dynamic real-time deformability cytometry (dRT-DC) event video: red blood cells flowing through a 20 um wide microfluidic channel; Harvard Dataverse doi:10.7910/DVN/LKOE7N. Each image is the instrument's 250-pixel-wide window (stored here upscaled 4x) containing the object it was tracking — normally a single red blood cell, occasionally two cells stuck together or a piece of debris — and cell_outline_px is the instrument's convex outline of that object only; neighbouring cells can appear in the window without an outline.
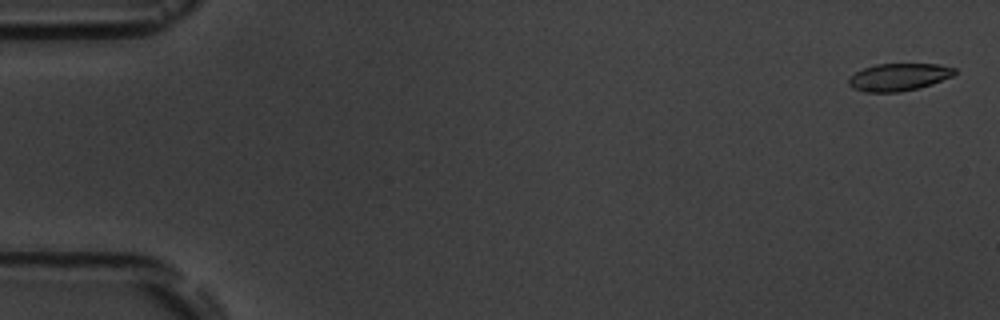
{"species": "common noctule bat (a hibernating species)", "species_latin": "Nyctalus noctula", "temperature_condition": "room temperature", "stored_images_in_passage": 5, "camera_frame_rate_fps": 3000, "um_per_image_px": 0.085, "animal": {"sex": "male", "body_mass_g": 19.5, "forearm_length_mm": 54.6}, "frame": {"image": 1, "passage_image": 1, "time_ms": 0.0, "image_size_px": [1000, 320], "cell_outline_px": [[956, 72], [952, 76], [932, 84], [920, 88], [900, 92], [864, 92], [852, 88], [848, 84], [848, 80], [856, 72], [864, 68], [876, 64], [940, 64], [956, 68]], "centroid_in_image_um": [76.4, 6.55], "position_along_channel_um": 8.6, "area_um2": 16.99}}
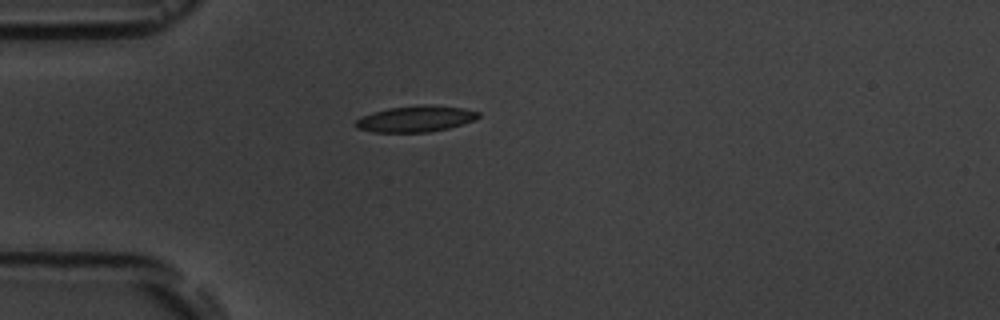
{"frame": {"image": 2, "passage_image": 5, "time_ms": 4.667, "image_size_px": [1000, 320], "cell_outline_px": [[480, 116], [472, 120], [448, 128], [428, 132], [372, 132], [356, 128], [352, 124], [360, 116], [372, 112], [388, 108], [420, 104], [432, 104], [464, 108], [480, 112]], "centroid_in_image_um": [35.27, 10.09], "position_along_channel_um": 49.7, "area_um2": 18.9}}